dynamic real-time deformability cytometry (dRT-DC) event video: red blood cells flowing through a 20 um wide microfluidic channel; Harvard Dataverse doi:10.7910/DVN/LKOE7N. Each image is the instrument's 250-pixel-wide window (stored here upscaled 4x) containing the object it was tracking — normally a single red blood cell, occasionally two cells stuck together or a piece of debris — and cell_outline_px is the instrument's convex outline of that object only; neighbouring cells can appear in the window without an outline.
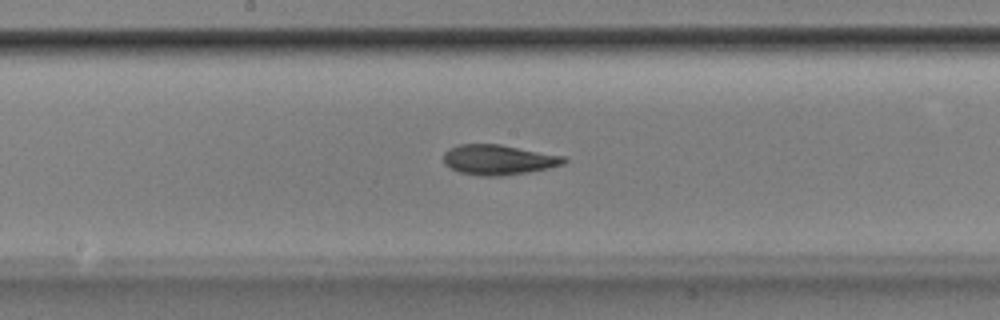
{"species": "Egyptian fruit bat (a non-hibernating species)", "species_latin": "Rousettus aegyptiacus", "temperature_condition": "room temperature", "stored_images_in_passage": 42, "camera_frame_rate_fps": 3000, "um_per_image_px": 0.085, "animal": {"sex": "male"}, "frame": {"image": 1, "passage_image": 21, "time_ms": 6.667, "image_size_px": [1000, 320], "cell_outline_px": [[568, 160], [564, 164], [548, 168], [528, 172], [504, 176], [480, 176], [456, 172], [444, 164], [444, 152], [448, 148], [460, 144], [500, 144], [564, 156]], "centroid_in_image_um": [42.34, 13.58], "position_along_channel_um": 205.9, "area_um2": 21.33}}
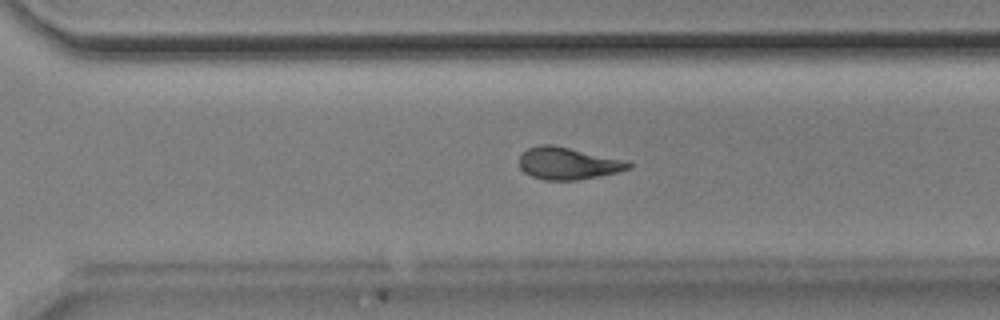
{"frame": {"image": 2, "passage_image": 30, "time_ms": 9.667, "image_size_px": [1000, 320], "cell_outline_px": [[632, 168], [616, 172], [576, 180], [544, 180], [532, 176], [524, 172], [520, 168], [520, 156], [528, 148], [540, 144], [552, 144], [628, 160], [632, 164]], "centroid_in_image_um": [48.29, 13.87], "position_along_channel_um": 322.3, "area_um2": 20.46}}
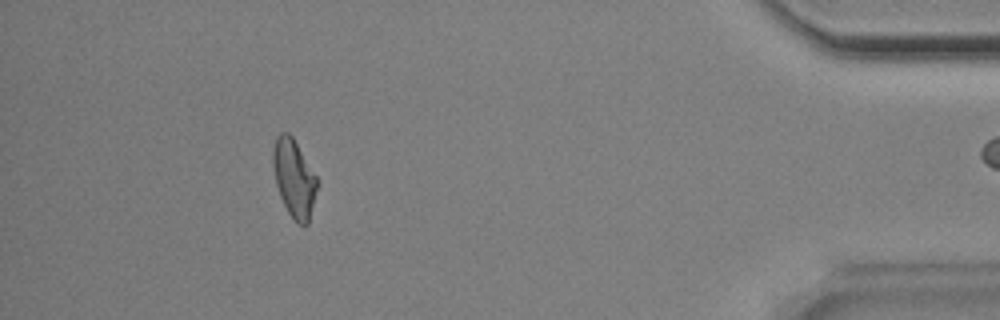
{"frame": {"image": 3, "passage_image": 41, "time_ms": 13.333, "image_size_px": [1000, 320], "cell_outline_px": [[316, 188], [308, 224], [296, 224], [288, 212], [280, 196], [276, 184], [272, 164], [272, 152], [276, 136], [280, 132], [288, 132], [292, 136], [316, 176]], "centroid_in_image_um": [24.95, 15.13], "position_along_channel_um": 410.2, "area_um2": 19.65}}